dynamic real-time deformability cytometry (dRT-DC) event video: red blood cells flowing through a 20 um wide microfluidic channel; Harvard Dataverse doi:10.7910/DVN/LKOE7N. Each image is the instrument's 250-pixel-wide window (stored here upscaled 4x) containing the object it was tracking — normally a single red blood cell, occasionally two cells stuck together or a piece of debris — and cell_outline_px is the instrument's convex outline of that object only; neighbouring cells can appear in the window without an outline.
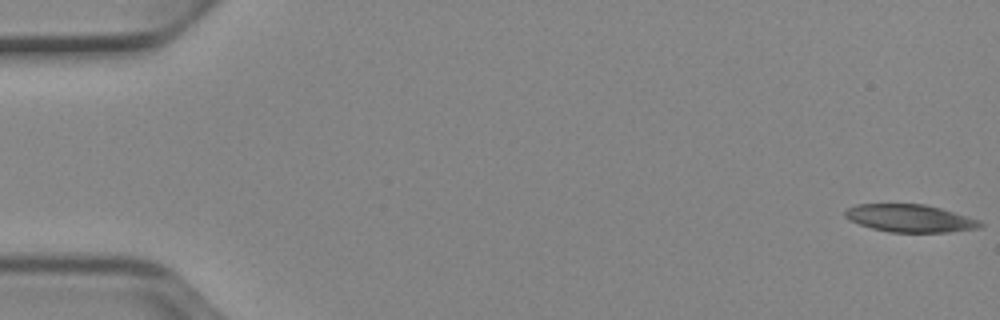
{"species": "Egyptian fruit bat (a non-hibernating species)", "species_latin": "Rousettus aegyptiacus", "temperature_condition": "cold", "stored_images_in_passage": 46, "camera_frame_rate_fps": 3000, "um_per_image_px": 0.085, "animal": {"sex": "female"}, "frame": {"image": 1, "passage_image": 1, "time_ms": 0.0, "image_size_px": [1000, 320], "cell_outline_px": [[984, 224], [980, 228], [948, 232], [888, 232], [872, 228], [848, 220], [844, 216], [844, 212], [848, 208], [856, 204], [924, 204], [940, 208], [980, 220]], "centroid_in_image_um": [77.34, 18.55], "position_along_channel_um": 7.7, "area_um2": 21.73}}
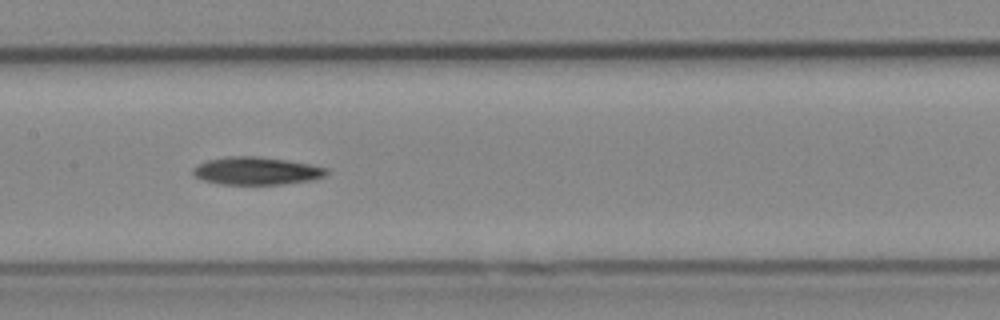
{"frame": {"image": 2, "passage_image": 26, "time_ms": 8.333, "image_size_px": [1000, 320], "cell_outline_px": [[328, 176], [312, 180], [280, 184], [220, 184], [204, 180], [196, 176], [192, 172], [192, 168], [208, 160], [224, 156], [256, 156], [288, 160], [328, 168]], "centroid_in_image_um": [21.83, 14.52], "position_along_channel_um": 185.6, "area_um2": 21.56}}
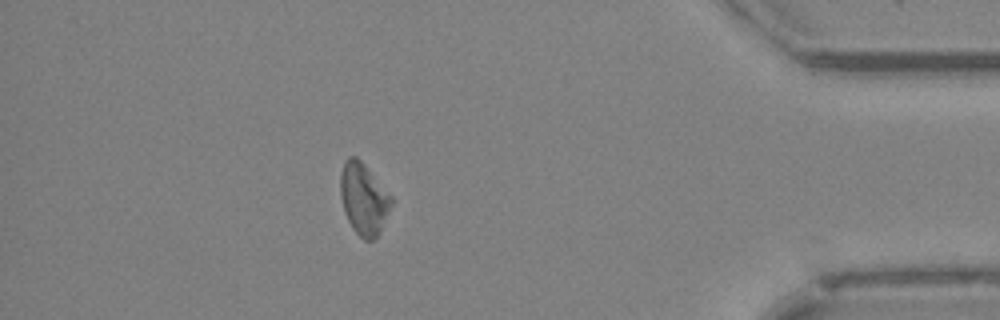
{"frame": {"image": 3, "passage_image": 46, "time_ms": 15.0, "image_size_px": [1000, 320], "cell_outline_px": [[392, 204], [380, 232], [372, 240], [364, 240], [352, 228], [344, 212], [340, 196], [340, 172], [344, 160], [348, 156], [356, 156], [364, 164], [392, 196]], "centroid_in_image_um": [30.89, 16.88], "position_along_channel_um": 404.3, "area_um2": 21.27}, "authors_computed_cell_mechanics": {"area_um2": 21.675, "velocity_mm_per_s": 3.9223, "shape_relaxation_time_tau1_ms": null, "shape_relaxation_time_tau2_ms": 9.2703, "deformation_change_tau1": null, "deformation_change_tau2": 0.2231}}